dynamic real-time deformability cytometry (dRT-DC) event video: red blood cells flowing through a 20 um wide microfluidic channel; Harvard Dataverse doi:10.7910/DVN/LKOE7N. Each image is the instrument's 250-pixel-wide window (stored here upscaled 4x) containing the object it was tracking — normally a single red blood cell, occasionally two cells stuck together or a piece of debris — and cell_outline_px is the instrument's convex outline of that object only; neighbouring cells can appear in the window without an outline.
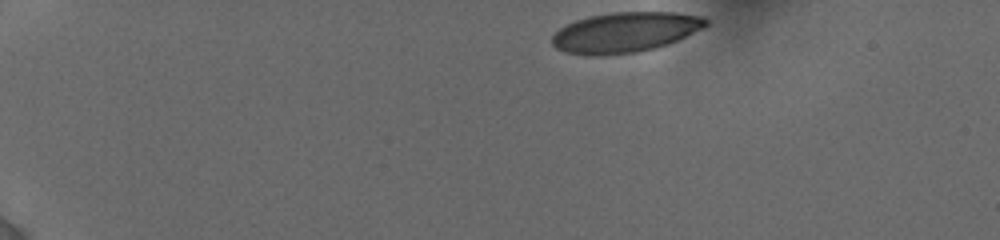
{"species": "human", "species_latin": "Homo sapiens", "temperature_condition": "cold", "stored_images_in_passage": 20, "camera_frame_rate_fps": 3000, "um_per_image_px": 0.085, "donor": {"sex": "female"}, "frame": {"image": 1, "passage_image": 1, "time_ms": 0.0, "image_size_px": [1000, 240], "cell_outline_px": [[708, 24], [668, 44], [656, 48], [636, 52], [604, 56], [588, 56], [564, 52], [556, 48], [552, 44], [552, 36], [560, 28], [576, 20], [588, 16], [612, 12], [676, 12], [704, 16], [708, 20]], "centroid_in_image_um": [53.1, 2.75], "position_along_channel_um": 31.9, "area_um2": 36.07}}
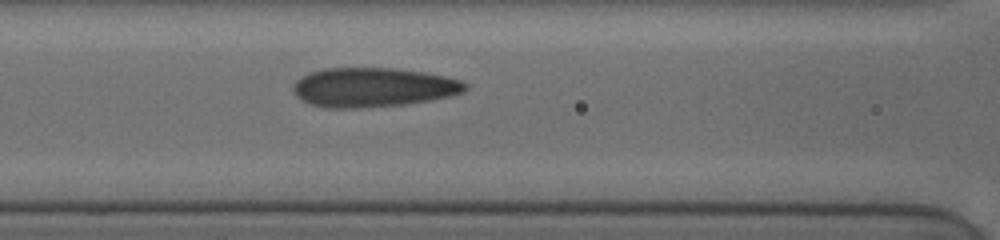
{"frame": {"image": 2, "passage_image": 15, "time_ms": 5.333, "image_size_px": [1000, 240], "cell_outline_px": [[468, 88], [464, 92], [448, 96], [428, 100], [404, 104], [356, 108], [328, 108], [308, 104], [300, 100], [292, 92], [292, 84], [300, 76], [308, 72], [324, 68], [396, 68], [424, 72], [444, 76], [460, 80], [468, 84]], "centroid_in_image_um": [31.64, 7.42], "position_along_channel_um": 135.0, "area_um2": 39.71}}
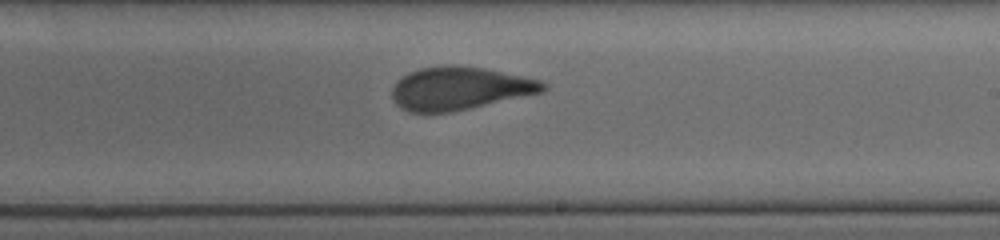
{"frame": {"image": 3, "passage_image": 20, "time_ms": 8.333, "image_size_px": [1000, 240], "cell_outline_px": [[548, 88], [540, 92], [468, 108], [448, 112], [408, 112], [400, 108], [392, 100], [392, 88], [396, 80], [408, 72], [420, 68], [448, 64], [452, 64], [484, 68], [540, 80], [548, 84]], "centroid_in_image_um": [39.0, 7.49], "position_along_channel_um": 250.0, "area_um2": 37.63}}